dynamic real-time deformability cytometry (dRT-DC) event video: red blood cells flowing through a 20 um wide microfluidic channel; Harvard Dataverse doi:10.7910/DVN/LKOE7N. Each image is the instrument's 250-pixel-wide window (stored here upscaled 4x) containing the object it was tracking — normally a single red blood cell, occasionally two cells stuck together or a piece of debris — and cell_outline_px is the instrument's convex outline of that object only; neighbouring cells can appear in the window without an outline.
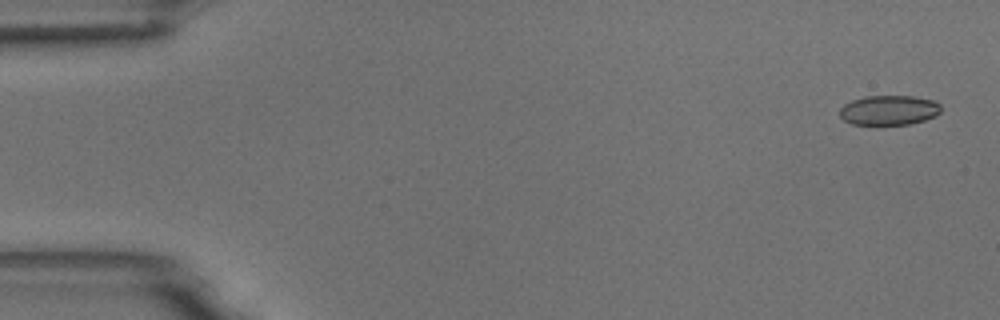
{"species": "common noctule bat (a hibernating species)", "species_latin": "Nyctalus noctula", "temperature_condition": "room temperature", "stored_images_in_passage": 5, "camera_frame_rate_fps": 3000, "um_per_image_px": 0.085, "animal": {"sex": "male", "body_mass_g": 18.8}, "frame": {"image": 1, "passage_image": 1, "time_ms": 0.0, "image_size_px": [1000, 320], "cell_outline_px": [[940, 112], [936, 116], [924, 120], [908, 124], [876, 128], [852, 124], [844, 120], [840, 116], [840, 108], [844, 104], [852, 100], [864, 96], [912, 96], [932, 100], [940, 104]], "centroid_in_image_um": [75.51, 9.41], "position_along_channel_um": 9.5, "area_um2": 18.26}}
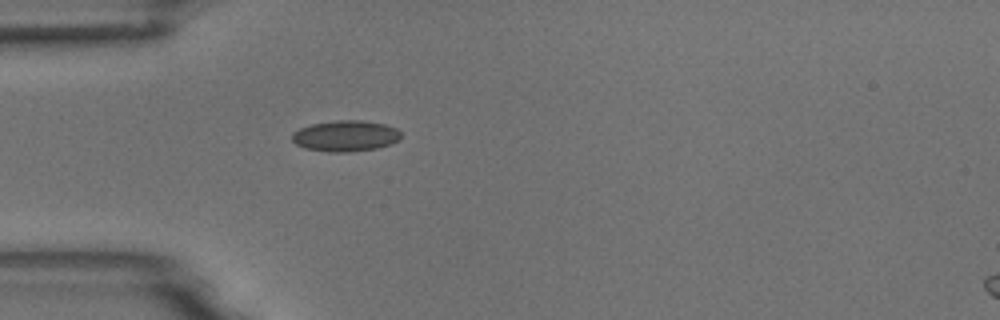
{"frame": {"image": 2, "passage_image": 5, "time_ms": 1.333, "image_size_px": [1000, 320], "cell_outline_px": [[400, 140], [392, 144], [376, 148], [352, 152], [328, 152], [304, 148], [296, 144], [292, 140], [292, 132], [300, 128], [312, 124], [336, 120], [360, 120], [384, 124], [396, 128], [400, 132]], "centroid_in_image_um": [29.37, 11.56], "position_along_channel_um": 55.6, "area_um2": 19.77}}